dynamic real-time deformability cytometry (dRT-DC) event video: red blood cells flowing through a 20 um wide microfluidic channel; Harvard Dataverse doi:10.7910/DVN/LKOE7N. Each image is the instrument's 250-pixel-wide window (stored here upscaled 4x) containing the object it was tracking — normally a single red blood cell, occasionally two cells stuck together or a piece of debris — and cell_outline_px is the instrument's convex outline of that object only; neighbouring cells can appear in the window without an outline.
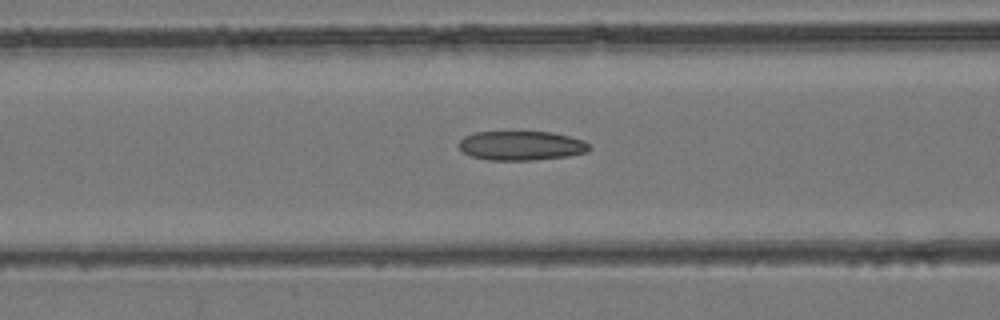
{"species": "common noctule bat (a hibernating species)", "species_latin": "Nyctalus noctula", "temperature_condition": "room temperature", "stored_images_in_passage": 34, "camera_frame_rate_fps": 3000, "um_per_image_px": 0.085, "animal": {"sex": "female", "body_mass_g": 24.6, "forearm_length_mm": 56.2}, "frame": {"image": 1, "passage_image": 19, "time_ms": 6.0, "image_size_px": [1000, 320], "cell_outline_px": [[592, 148], [588, 152], [564, 156], [532, 160], [488, 160], [472, 156], [464, 152], [456, 144], [464, 136], [476, 132], [552, 132], [584, 140]], "centroid_in_image_um": [44.3, 12.37], "position_along_channel_um": 122.3, "area_um2": 22.2}}
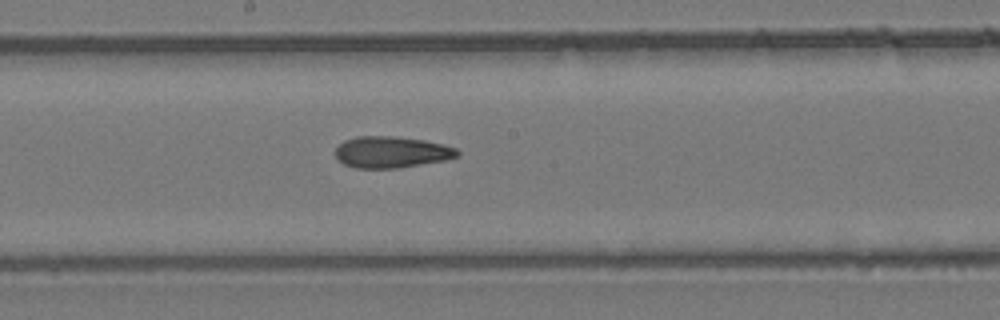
{"frame": {"image": 2, "passage_image": 25, "time_ms": 8.0, "image_size_px": [1000, 320], "cell_outline_px": [[460, 156], [444, 160], [400, 168], [356, 168], [344, 164], [336, 156], [336, 148], [344, 140], [356, 136], [392, 136], [424, 140], [444, 144], [456, 148], [460, 152]], "centroid_in_image_um": [33.3, 12.93], "position_along_channel_um": 214.9, "area_um2": 22.37}}
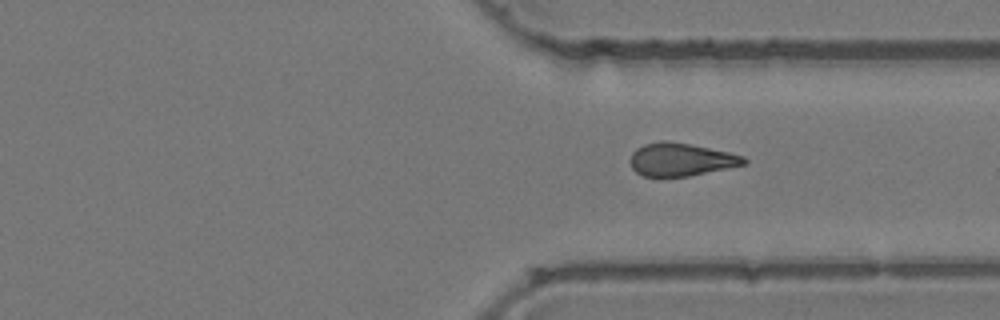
{"frame": {"image": 3, "passage_image": 34, "time_ms": 11.0, "image_size_px": [1000, 320], "cell_outline_px": [[748, 164], [688, 176], [660, 180], [644, 176], [636, 172], [632, 168], [628, 160], [632, 152], [636, 148], [644, 144], [660, 140], [664, 140], [688, 144], [728, 152], [744, 156], [748, 160]], "centroid_in_image_um": [57.82, 13.6], "position_along_channel_um": 353.6, "area_um2": 22.48}}